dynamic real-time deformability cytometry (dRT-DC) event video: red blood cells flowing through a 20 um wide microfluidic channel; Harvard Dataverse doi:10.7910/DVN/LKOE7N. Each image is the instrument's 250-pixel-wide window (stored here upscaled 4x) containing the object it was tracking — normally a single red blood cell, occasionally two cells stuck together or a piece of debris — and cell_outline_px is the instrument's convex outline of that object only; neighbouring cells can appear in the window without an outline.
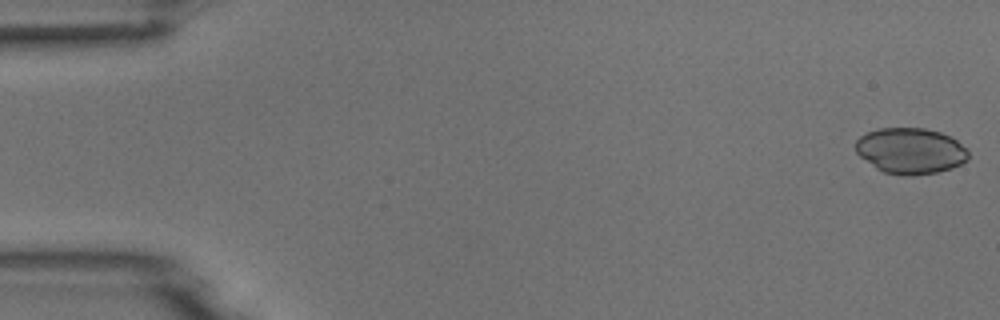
{"species": "common noctule bat (a hibernating species)", "species_latin": "Nyctalus noctula", "temperature_condition": "room temperature", "stored_images_in_passage": 53, "camera_frame_rate_fps": 3000, "um_per_image_px": 0.085, "animal": {"sex": "male", "body_mass_g": 18.8}, "frame": {"image": 1, "passage_image": 1, "time_ms": 0.0, "image_size_px": [1000, 320], "cell_outline_px": [[968, 160], [952, 168], [936, 172], [912, 176], [900, 176], [884, 172], [876, 168], [860, 156], [856, 152], [856, 140], [860, 136], [868, 132], [880, 128], [924, 128], [940, 132], [956, 140], [968, 152]], "centroid_in_image_um": [77.37, 12.83], "position_along_channel_um": 7.6, "area_um2": 30.06}}
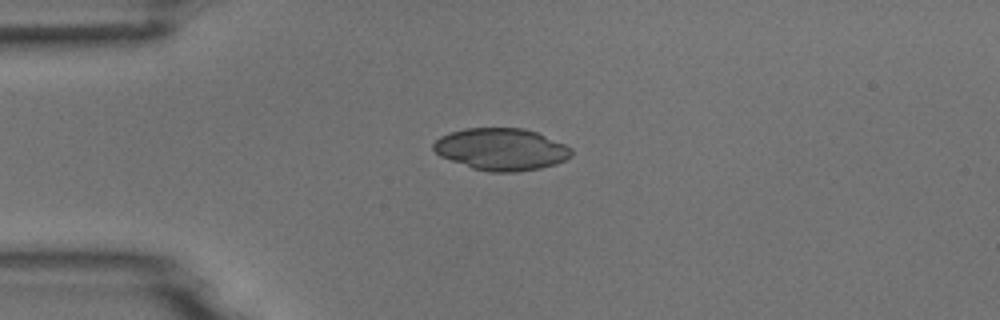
{"frame": {"image": 2, "passage_image": 13, "time_ms": 4.0, "image_size_px": [1000, 320], "cell_outline_px": [[572, 156], [556, 164], [540, 168], [516, 172], [488, 172], [472, 168], [440, 156], [432, 148], [432, 144], [440, 136], [448, 132], [464, 128], [524, 128], [536, 132], [564, 144], [572, 148]], "centroid_in_image_um": [42.59, 12.68], "position_along_channel_um": 42.4, "area_um2": 33.87}}
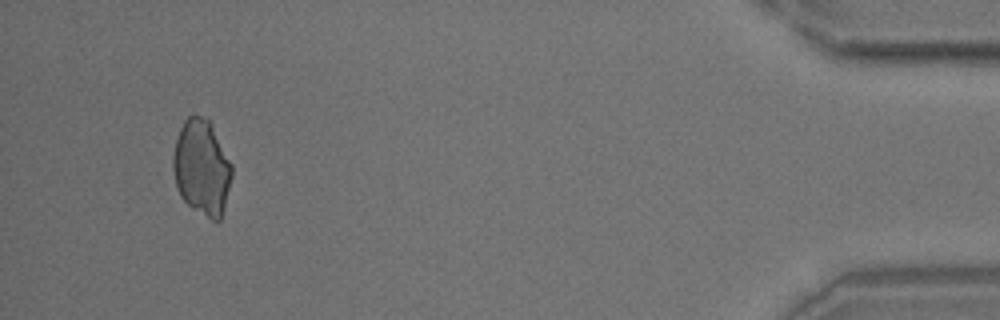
{"frame": {"image": 3, "passage_image": 50, "time_ms": 16.333, "image_size_px": [1000, 320], "cell_outline_px": [[232, 176], [224, 208], [220, 220], [212, 220], [192, 208], [180, 196], [176, 188], [172, 168], [172, 156], [176, 140], [180, 128], [184, 120], [192, 112], [208, 120], [212, 124], [232, 164]], "centroid_in_image_um": [17.13, 14.22], "position_along_channel_um": 418.1, "area_um2": 32.95}}